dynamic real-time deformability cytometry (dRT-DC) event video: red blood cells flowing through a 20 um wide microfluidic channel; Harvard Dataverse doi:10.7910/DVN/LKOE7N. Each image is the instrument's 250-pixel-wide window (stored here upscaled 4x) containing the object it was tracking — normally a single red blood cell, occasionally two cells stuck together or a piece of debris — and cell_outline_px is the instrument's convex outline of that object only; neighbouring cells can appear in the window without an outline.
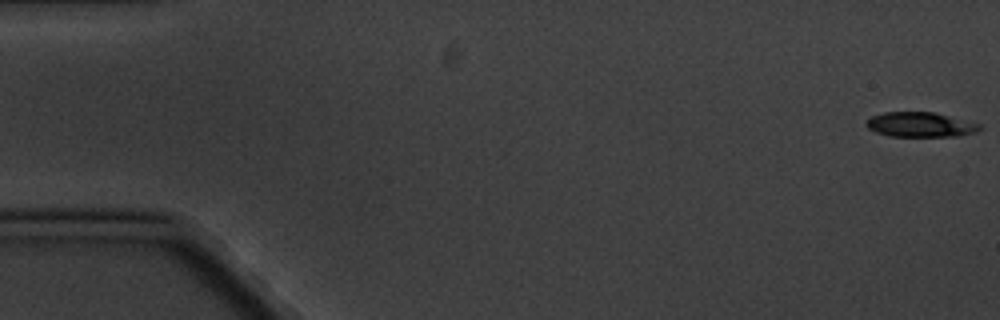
{"species": "common noctule bat (a hibernating species)", "species_latin": "Nyctalus noctula", "temperature_condition": "cold", "stored_images_in_passage": 6, "camera_frame_rate_fps": 3000, "um_per_image_px": 0.085, "animal": {"sex": "male", "body_mass_g": 20.1, "forearm_length_mm": 53.5}, "frame": {"image": 1, "passage_image": 1, "time_ms": 0.0, "image_size_px": [1000, 320], "cell_outline_px": [[984, 128], [976, 132], [960, 136], [892, 136], [876, 132], [868, 128], [864, 124], [872, 116], [884, 112], [936, 112], [980, 124]], "centroid_in_image_um": [78.26, 10.59], "position_along_channel_um": 6.7, "area_um2": 16.42}}
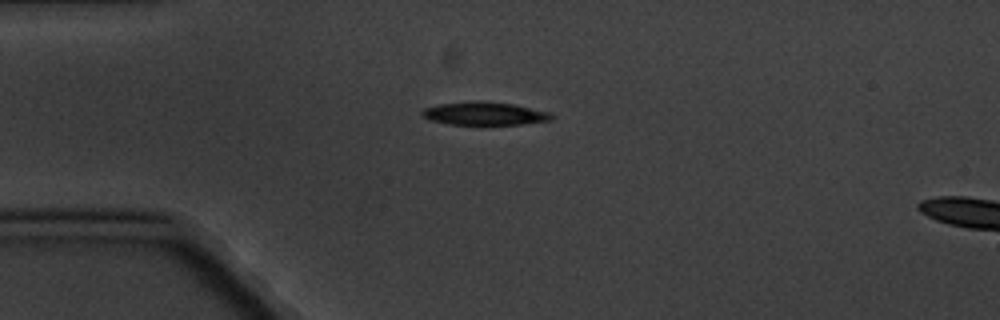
{"frame": {"image": 2, "passage_image": 5, "time_ms": 4.667, "image_size_px": [1000, 320], "cell_outline_px": [[556, 116], [552, 120], [520, 124], [448, 124], [428, 120], [420, 116], [420, 112], [424, 108], [440, 104], [476, 100], [484, 100], [516, 104], [552, 112]], "centroid_in_image_um": [41.2, 9.63], "position_along_channel_um": 43.8, "area_um2": 17.86}}